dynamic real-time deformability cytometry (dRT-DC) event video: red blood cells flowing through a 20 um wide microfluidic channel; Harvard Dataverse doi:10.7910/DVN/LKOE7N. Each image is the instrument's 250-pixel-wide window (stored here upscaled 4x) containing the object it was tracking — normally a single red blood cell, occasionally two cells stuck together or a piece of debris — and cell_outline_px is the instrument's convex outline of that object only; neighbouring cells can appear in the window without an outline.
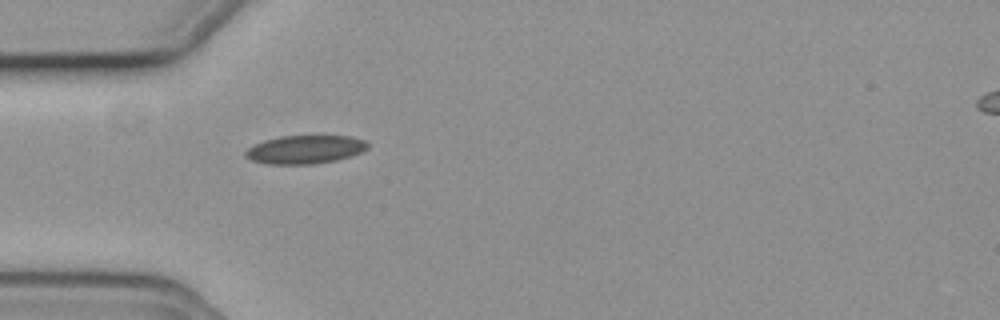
{"species": "common noctule bat (a hibernating species)", "species_latin": "Nyctalus noctula", "temperature_condition": "cold", "stored_images_in_passage": 37, "camera_frame_rate_fps": 3000, "um_per_image_px": 0.085, "animal": {"sex": "female", "body_mass_g": 19.3, "forearm_length_mm": 54.1}, "frame": {"image": 1, "passage_image": 1, "time_ms": 0.0, "image_size_px": [1000, 320], "cell_outline_px": [[368, 148], [352, 156], [336, 160], [312, 164], [268, 164], [252, 160], [244, 156], [244, 152], [252, 144], [264, 140], [280, 136], [352, 136], [364, 140], [368, 144]], "centroid_in_image_um": [25.91, 12.7], "position_along_channel_um": 59.1, "area_um2": 20.29}}
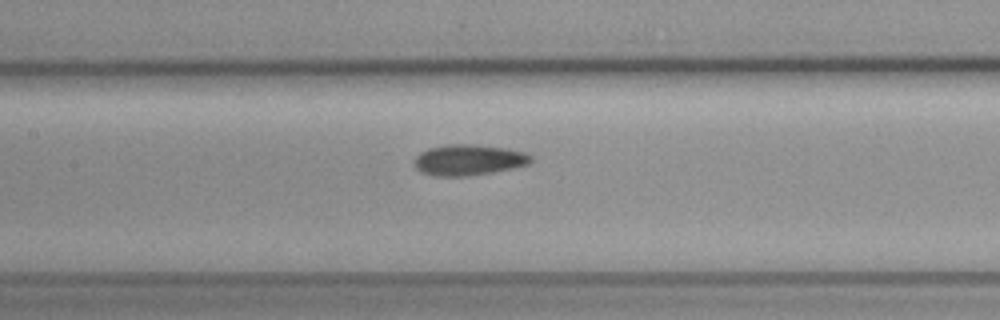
{"frame": {"image": 2, "passage_image": 10, "time_ms": 3.0, "image_size_px": [1000, 320], "cell_outline_px": [[532, 160], [528, 164], [516, 168], [492, 172], [464, 176], [432, 176], [420, 172], [412, 164], [412, 160], [420, 152], [428, 148], [448, 144], [472, 144], [504, 148], [524, 152], [532, 156]], "centroid_in_image_um": [39.78, 13.6], "position_along_channel_um": 167.6, "area_um2": 21.15}}
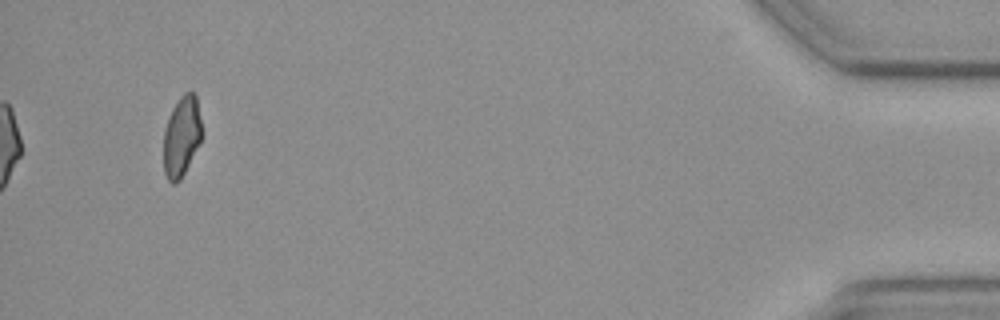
{"frame": {"image": 3, "passage_image": 37, "time_ms": 12.0, "image_size_px": [1000, 320], "cell_outline_px": [[204, 136], [180, 180], [176, 184], [172, 184], [168, 180], [164, 172], [164, 128], [172, 108], [180, 96], [184, 92], [192, 92], [196, 96]], "centroid_in_image_um": [15.45, 11.59], "position_along_channel_um": 419.7, "area_um2": 18.15}, "authors_computed_cell_mechanics": {"area_um2": 19.5364, "velocity_mm_per_s": 3.7194, "shape_relaxation_time_tau1_ms": 7.8335, "shape_relaxation_time_tau2_ms": null, "deformation_change_tau1": 0.0906, "deformation_change_tau2": null}}